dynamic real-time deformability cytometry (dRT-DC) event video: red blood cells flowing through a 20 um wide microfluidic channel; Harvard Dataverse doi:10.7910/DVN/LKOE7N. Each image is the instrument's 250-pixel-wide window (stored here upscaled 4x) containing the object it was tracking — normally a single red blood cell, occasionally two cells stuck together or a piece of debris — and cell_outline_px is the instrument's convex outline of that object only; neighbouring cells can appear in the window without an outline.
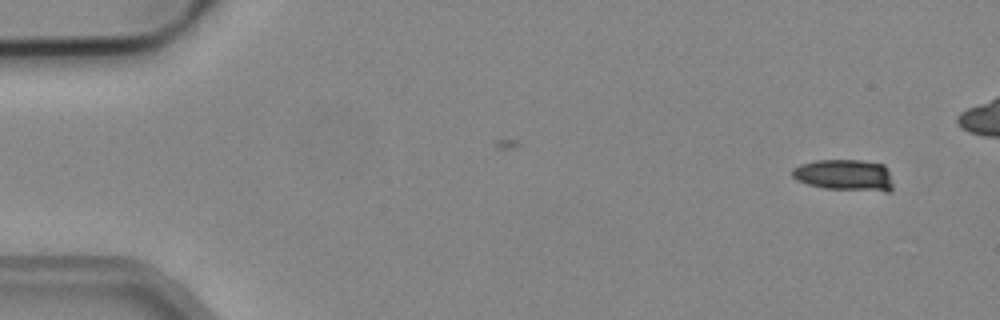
{"species": "common noctule bat (a hibernating species)", "species_latin": "Nyctalus noctula", "temperature_condition": "cold", "stored_images_in_passage": 6, "camera_frame_rate_fps": 3000, "um_per_image_px": 0.085, "animal": {"sex": "male", "body_mass_g": 19.2, "forearm_length_mm": 51.8}, "frame": {"image": 1, "passage_image": 1, "time_ms": 0.0, "image_size_px": [1000, 320], "cell_outline_px": [[892, 188], [888, 192], [884, 192], [824, 188], [808, 184], [796, 180], [792, 176], [792, 168], [800, 164], [816, 160], [860, 160], [884, 164], [888, 172], [892, 184]], "centroid_in_image_um": [71.78, 14.88], "position_along_channel_um": 13.2, "area_um2": 18.55}}